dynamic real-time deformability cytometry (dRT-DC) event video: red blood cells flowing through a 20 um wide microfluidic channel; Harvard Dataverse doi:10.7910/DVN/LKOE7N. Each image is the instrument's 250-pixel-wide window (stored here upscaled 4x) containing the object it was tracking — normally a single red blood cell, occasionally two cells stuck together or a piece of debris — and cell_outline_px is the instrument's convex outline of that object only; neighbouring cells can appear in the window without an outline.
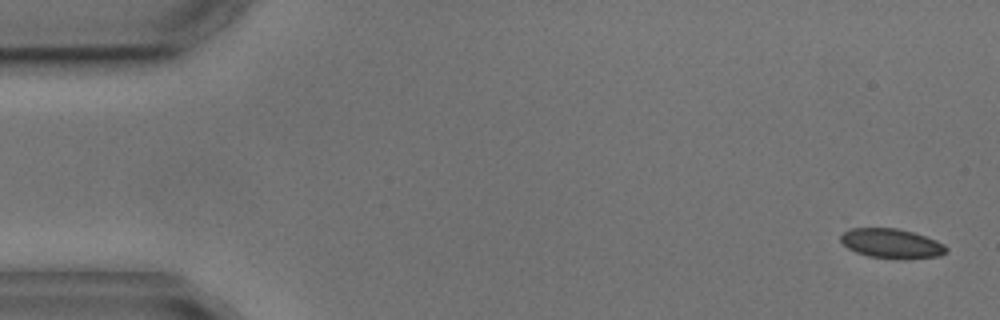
{"species": "common noctule bat (a hibernating species)", "species_latin": "Nyctalus noctula", "temperature_condition": "cold", "stored_images_in_passage": 5, "camera_frame_rate_fps": 3000, "um_per_image_px": 0.085, "animal": {"sex": "male", "body_mass_g": 17.9, "forearm_length_mm": 54.2}, "frame": {"image": 1, "passage_image": 5, "time_ms": 5.667, "image_size_px": [1000, 320], "cell_outline_px": [[948, 252], [940, 256], [868, 256], [856, 252], [848, 248], [840, 240], [840, 236], [844, 232], [852, 228], [896, 228], [912, 232], [936, 240], [944, 244], [948, 248]], "centroid_in_image_um": [75.76, 20.64], "position_along_channel_um": 9.2, "area_um2": 17.28}}